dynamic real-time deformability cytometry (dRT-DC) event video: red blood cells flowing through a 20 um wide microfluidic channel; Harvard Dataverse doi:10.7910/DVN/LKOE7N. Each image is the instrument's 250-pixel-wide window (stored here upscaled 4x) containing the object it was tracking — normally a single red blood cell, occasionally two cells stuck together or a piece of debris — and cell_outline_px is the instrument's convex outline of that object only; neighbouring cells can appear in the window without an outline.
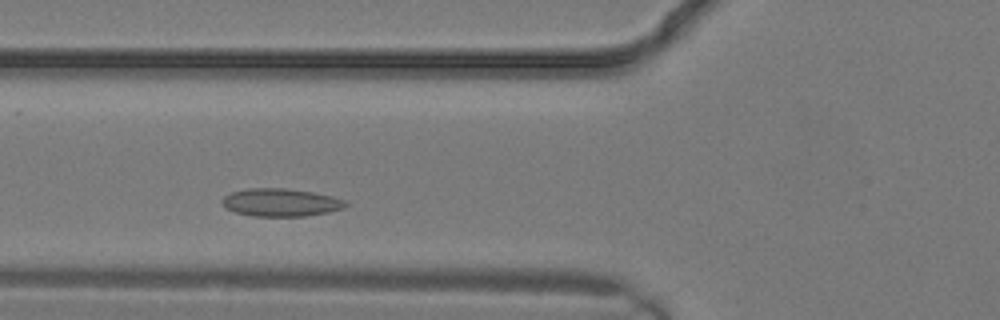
{"species": "common noctule bat (a hibernating species)", "species_latin": "Nyctalus noctula", "temperature_condition": "warm", "stored_images_in_passage": 21, "camera_frame_rate_fps": 3000, "um_per_image_px": 0.085, "animal": {"sex": "male", "body_mass_g": 19.2, "forearm_length_mm": 51.8}, "frame": {"image": 1, "passage_image": 4, "time_ms": 1.0, "image_size_px": [1000, 320], "cell_outline_px": [[348, 204], [344, 208], [328, 212], [304, 216], [252, 216], [236, 212], [228, 208], [220, 200], [224, 196], [232, 192], [248, 188], [284, 188], [312, 192], [332, 196], [344, 200]], "centroid_in_image_um": [23.87, 17.2], "position_along_channel_um": 101.9, "area_um2": 19.88}}
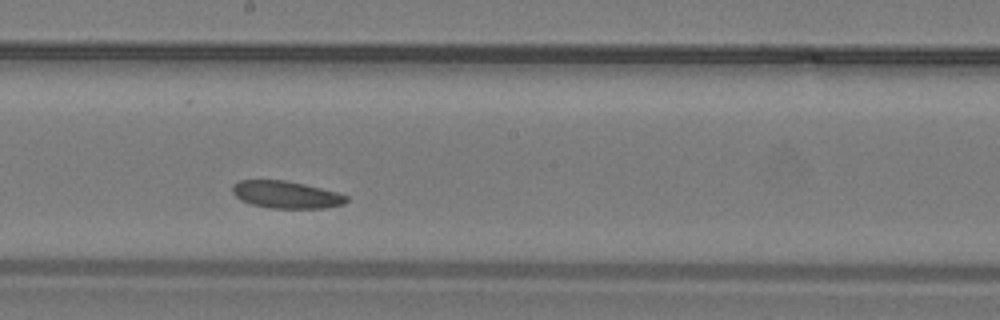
{"frame": {"image": 2, "passage_image": 9, "time_ms": 2.667, "image_size_px": [1000, 320], "cell_outline_px": [[348, 200], [344, 204], [324, 208], [272, 208], [252, 204], [240, 200], [232, 192], [232, 184], [240, 180], [284, 180], [304, 184], [340, 192], [348, 196]], "centroid_in_image_um": [24.34, 16.54], "position_along_channel_um": 223.9, "area_um2": 18.21}}
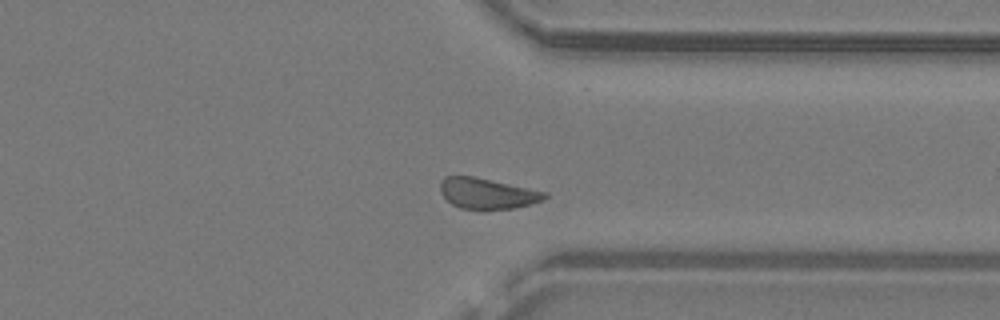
{"frame": {"image": 3, "passage_image": 15, "time_ms": 4.667, "image_size_px": [1000, 320], "cell_outline_px": [[548, 196], [544, 200], [512, 208], [484, 212], [480, 212], [460, 208], [452, 204], [440, 192], [440, 184], [444, 176], [472, 176], [548, 192]], "centroid_in_image_um": [41.4, 16.48], "position_along_channel_um": 370.0, "area_um2": 19.07}}